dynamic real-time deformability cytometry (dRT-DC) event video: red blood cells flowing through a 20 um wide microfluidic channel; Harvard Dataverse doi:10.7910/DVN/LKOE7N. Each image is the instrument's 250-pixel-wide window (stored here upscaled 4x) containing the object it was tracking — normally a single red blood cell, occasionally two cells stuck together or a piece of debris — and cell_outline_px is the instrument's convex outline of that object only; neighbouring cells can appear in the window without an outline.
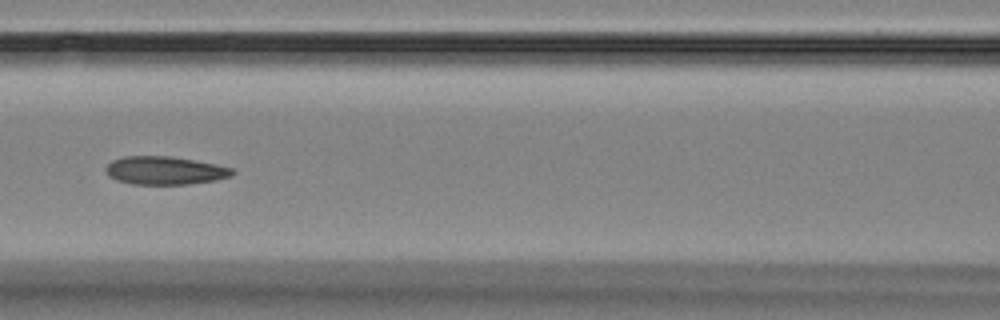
{"species": "Egyptian fruit bat (a non-hibernating species)", "species_latin": "Rousettus aegyptiacus", "temperature_condition": "room temperature", "stored_images_in_passage": 15, "camera_frame_rate_fps": 3000, "um_per_image_px": 0.085, "animal": {"sex": "female"}, "frame": {"image": 1, "passage_image": 7, "time_ms": 7.0, "image_size_px": [1000, 320], "cell_outline_px": [[236, 172], [232, 176], [216, 180], [188, 184], [132, 184], [116, 180], [108, 176], [104, 168], [112, 160], [124, 156], [172, 156], [196, 160], [216, 164], [232, 168]], "centroid_in_image_um": [14.02, 14.49], "position_along_channel_um": 152.6, "area_um2": 20.98}}
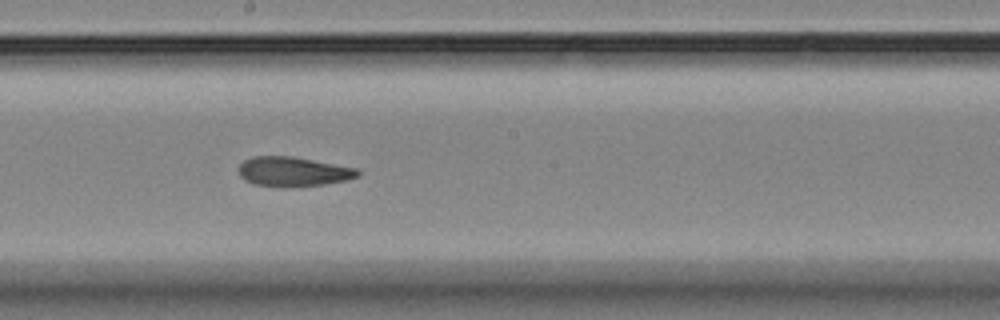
{"frame": {"image": 2, "passage_image": 9, "time_ms": 9.0, "image_size_px": [1000, 320], "cell_outline_px": [[360, 172], [356, 176], [348, 180], [324, 184], [256, 184], [244, 180], [240, 176], [240, 164], [244, 160], [252, 156], [292, 156], [356, 168]], "centroid_in_image_um": [24.92, 14.53], "position_along_channel_um": 223.3, "area_um2": 19.48}}
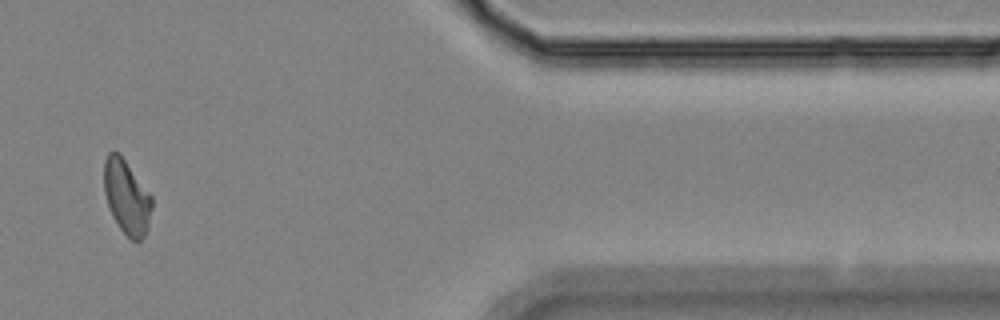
{"frame": {"image": 3, "passage_image": 14, "time_ms": 15.0, "image_size_px": [1000, 320], "cell_outline_px": [[152, 208], [148, 228], [144, 236], [140, 240], [132, 240], [120, 228], [112, 216], [104, 192], [104, 160], [108, 152], [116, 152], [124, 160], [152, 196]], "centroid_in_image_um": [10.77, 16.76], "position_along_channel_um": 400.6, "area_um2": 20.35}, "authors_computed_cell_mechanics": {"area_um2": 20.808, "velocity_mm_per_s": 3.5526, "shape_relaxation_time_tau1_ms": 8.0758, "shape_relaxation_time_tau2_ms": 2.7433, "deformation_change_tau1": 0.2041, "deformation_change_tau2": 0.1055}}